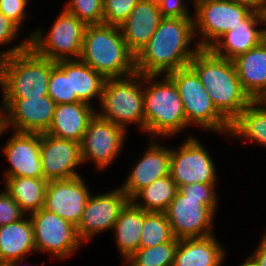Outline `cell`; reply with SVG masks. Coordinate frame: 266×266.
I'll return each instance as SVG.
<instances>
[{
  "mask_svg": "<svg viewBox=\"0 0 266 266\" xmlns=\"http://www.w3.org/2000/svg\"><path fill=\"white\" fill-rule=\"evenodd\" d=\"M240 266H254L253 263L249 260V258L246 260V262L242 263Z\"/></svg>",
  "mask_w": 266,
  "mask_h": 266,
  "instance_id": "46",
  "label": "cell"
},
{
  "mask_svg": "<svg viewBox=\"0 0 266 266\" xmlns=\"http://www.w3.org/2000/svg\"><path fill=\"white\" fill-rule=\"evenodd\" d=\"M163 18L192 17L183 0H156Z\"/></svg>",
  "mask_w": 266,
  "mask_h": 266,
  "instance_id": "39",
  "label": "cell"
},
{
  "mask_svg": "<svg viewBox=\"0 0 266 266\" xmlns=\"http://www.w3.org/2000/svg\"><path fill=\"white\" fill-rule=\"evenodd\" d=\"M193 18H162L149 42L135 56L136 73L162 75L188 66L201 49L198 44L190 48L195 36Z\"/></svg>",
  "mask_w": 266,
  "mask_h": 266,
  "instance_id": "1",
  "label": "cell"
},
{
  "mask_svg": "<svg viewBox=\"0 0 266 266\" xmlns=\"http://www.w3.org/2000/svg\"><path fill=\"white\" fill-rule=\"evenodd\" d=\"M225 252L214 235L180 239L172 266H222Z\"/></svg>",
  "mask_w": 266,
  "mask_h": 266,
  "instance_id": "24",
  "label": "cell"
},
{
  "mask_svg": "<svg viewBox=\"0 0 266 266\" xmlns=\"http://www.w3.org/2000/svg\"><path fill=\"white\" fill-rule=\"evenodd\" d=\"M0 266H6V263L0 261Z\"/></svg>",
  "mask_w": 266,
  "mask_h": 266,
  "instance_id": "48",
  "label": "cell"
},
{
  "mask_svg": "<svg viewBox=\"0 0 266 266\" xmlns=\"http://www.w3.org/2000/svg\"><path fill=\"white\" fill-rule=\"evenodd\" d=\"M82 176L48 181L43 208L78 226L90 196Z\"/></svg>",
  "mask_w": 266,
  "mask_h": 266,
  "instance_id": "16",
  "label": "cell"
},
{
  "mask_svg": "<svg viewBox=\"0 0 266 266\" xmlns=\"http://www.w3.org/2000/svg\"><path fill=\"white\" fill-rule=\"evenodd\" d=\"M22 43L8 51H0V85L3 98L48 95V81L55 61L37 55L29 47V38Z\"/></svg>",
  "mask_w": 266,
  "mask_h": 266,
  "instance_id": "2",
  "label": "cell"
},
{
  "mask_svg": "<svg viewBox=\"0 0 266 266\" xmlns=\"http://www.w3.org/2000/svg\"><path fill=\"white\" fill-rule=\"evenodd\" d=\"M168 75L178 88L188 126L197 124L216 133L230 132L231 123L216 109L207 89L190 65Z\"/></svg>",
  "mask_w": 266,
  "mask_h": 266,
  "instance_id": "7",
  "label": "cell"
},
{
  "mask_svg": "<svg viewBox=\"0 0 266 266\" xmlns=\"http://www.w3.org/2000/svg\"><path fill=\"white\" fill-rule=\"evenodd\" d=\"M64 10L87 25L103 24V0H71Z\"/></svg>",
  "mask_w": 266,
  "mask_h": 266,
  "instance_id": "34",
  "label": "cell"
},
{
  "mask_svg": "<svg viewBox=\"0 0 266 266\" xmlns=\"http://www.w3.org/2000/svg\"><path fill=\"white\" fill-rule=\"evenodd\" d=\"M86 27V23L63 9L48 35L44 36L41 29L31 33L29 47L37 55L55 62L79 59Z\"/></svg>",
  "mask_w": 266,
  "mask_h": 266,
  "instance_id": "8",
  "label": "cell"
},
{
  "mask_svg": "<svg viewBox=\"0 0 266 266\" xmlns=\"http://www.w3.org/2000/svg\"><path fill=\"white\" fill-rule=\"evenodd\" d=\"M165 214L178 240L213 235L211 227L215 214L203 203V198L187 197L178 189Z\"/></svg>",
  "mask_w": 266,
  "mask_h": 266,
  "instance_id": "12",
  "label": "cell"
},
{
  "mask_svg": "<svg viewBox=\"0 0 266 266\" xmlns=\"http://www.w3.org/2000/svg\"><path fill=\"white\" fill-rule=\"evenodd\" d=\"M159 76L144 75V83L149 84L143 88L144 131L151 138L172 136L188 126L176 84L168 74L162 81L157 79Z\"/></svg>",
  "mask_w": 266,
  "mask_h": 266,
  "instance_id": "5",
  "label": "cell"
},
{
  "mask_svg": "<svg viewBox=\"0 0 266 266\" xmlns=\"http://www.w3.org/2000/svg\"><path fill=\"white\" fill-rule=\"evenodd\" d=\"M35 251L31 219L20 220L0 226V261L23 260Z\"/></svg>",
  "mask_w": 266,
  "mask_h": 266,
  "instance_id": "25",
  "label": "cell"
},
{
  "mask_svg": "<svg viewBox=\"0 0 266 266\" xmlns=\"http://www.w3.org/2000/svg\"><path fill=\"white\" fill-rule=\"evenodd\" d=\"M21 261H23V260H12V261H9V262H6V266H19L18 262H21Z\"/></svg>",
  "mask_w": 266,
  "mask_h": 266,
  "instance_id": "44",
  "label": "cell"
},
{
  "mask_svg": "<svg viewBox=\"0 0 266 266\" xmlns=\"http://www.w3.org/2000/svg\"><path fill=\"white\" fill-rule=\"evenodd\" d=\"M178 241H169L151 248H139L127 260L132 266H172Z\"/></svg>",
  "mask_w": 266,
  "mask_h": 266,
  "instance_id": "33",
  "label": "cell"
},
{
  "mask_svg": "<svg viewBox=\"0 0 266 266\" xmlns=\"http://www.w3.org/2000/svg\"><path fill=\"white\" fill-rule=\"evenodd\" d=\"M129 201L120 188L101 195L90 194L77 226L80 239L90 241L95 234L112 230L120 211Z\"/></svg>",
  "mask_w": 266,
  "mask_h": 266,
  "instance_id": "15",
  "label": "cell"
},
{
  "mask_svg": "<svg viewBox=\"0 0 266 266\" xmlns=\"http://www.w3.org/2000/svg\"><path fill=\"white\" fill-rule=\"evenodd\" d=\"M5 180V190L26 215L43 208L48 183L45 178L14 177Z\"/></svg>",
  "mask_w": 266,
  "mask_h": 266,
  "instance_id": "28",
  "label": "cell"
},
{
  "mask_svg": "<svg viewBox=\"0 0 266 266\" xmlns=\"http://www.w3.org/2000/svg\"><path fill=\"white\" fill-rule=\"evenodd\" d=\"M234 4H239L250 8L252 11H262L266 0H225Z\"/></svg>",
  "mask_w": 266,
  "mask_h": 266,
  "instance_id": "42",
  "label": "cell"
},
{
  "mask_svg": "<svg viewBox=\"0 0 266 266\" xmlns=\"http://www.w3.org/2000/svg\"><path fill=\"white\" fill-rule=\"evenodd\" d=\"M262 16H263L264 23L266 24V2L264 3V6L262 8ZM264 33H265V39H266V28L264 29Z\"/></svg>",
  "mask_w": 266,
  "mask_h": 266,
  "instance_id": "43",
  "label": "cell"
},
{
  "mask_svg": "<svg viewBox=\"0 0 266 266\" xmlns=\"http://www.w3.org/2000/svg\"><path fill=\"white\" fill-rule=\"evenodd\" d=\"M79 59L105 79L136 73L135 55L128 49L116 25H87Z\"/></svg>",
  "mask_w": 266,
  "mask_h": 266,
  "instance_id": "4",
  "label": "cell"
},
{
  "mask_svg": "<svg viewBox=\"0 0 266 266\" xmlns=\"http://www.w3.org/2000/svg\"><path fill=\"white\" fill-rule=\"evenodd\" d=\"M195 137H189L177 150L171 149L170 176L178 189L191 183H216L215 164Z\"/></svg>",
  "mask_w": 266,
  "mask_h": 266,
  "instance_id": "11",
  "label": "cell"
},
{
  "mask_svg": "<svg viewBox=\"0 0 266 266\" xmlns=\"http://www.w3.org/2000/svg\"><path fill=\"white\" fill-rule=\"evenodd\" d=\"M144 84V75L138 73L105 79L99 101L102 112L96 115L125 130L127 123L135 122L144 131Z\"/></svg>",
  "mask_w": 266,
  "mask_h": 266,
  "instance_id": "6",
  "label": "cell"
},
{
  "mask_svg": "<svg viewBox=\"0 0 266 266\" xmlns=\"http://www.w3.org/2000/svg\"><path fill=\"white\" fill-rule=\"evenodd\" d=\"M48 96L56 105L81 102L76 96H71L70 60L55 62L48 81Z\"/></svg>",
  "mask_w": 266,
  "mask_h": 266,
  "instance_id": "32",
  "label": "cell"
},
{
  "mask_svg": "<svg viewBox=\"0 0 266 266\" xmlns=\"http://www.w3.org/2000/svg\"><path fill=\"white\" fill-rule=\"evenodd\" d=\"M177 191L176 183L168 175L141 189L130 201L144 211L165 212ZM138 198L143 200L142 203Z\"/></svg>",
  "mask_w": 266,
  "mask_h": 266,
  "instance_id": "30",
  "label": "cell"
},
{
  "mask_svg": "<svg viewBox=\"0 0 266 266\" xmlns=\"http://www.w3.org/2000/svg\"><path fill=\"white\" fill-rule=\"evenodd\" d=\"M169 241H178L172 233L165 212L144 211L140 248H151Z\"/></svg>",
  "mask_w": 266,
  "mask_h": 266,
  "instance_id": "31",
  "label": "cell"
},
{
  "mask_svg": "<svg viewBox=\"0 0 266 266\" xmlns=\"http://www.w3.org/2000/svg\"><path fill=\"white\" fill-rule=\"evenodd\" d=\"M242 88L253 101L266 99V39L232 60Z\"/></svg>",
  "mask_w": 266,
  "mask_h": 266,
  "instance_id": "22",
  "label": "cell"
},
{
  "mask_svg": "<svg viewBox=\"0 0 266 266\" xmlns=\"http://www.w3.org/2000/svg\"><path fill=\"white\" fill-rule=\"evenodd\" d=\"M162 18L156 0H140L128 18L119 25L128 49L135 56L149 42Z\"/></svg>",
  "mask_w": 266,
  "mask_h": 266,
  "instance_id": "21",
  "label": "cell"
},
{
  "mask_svg": "<svg viewBox=\"0 0 266 266\" xmlns=\"http://www.w3.org/2000/svg\"><path fill=\"white\" fill-rule=\"evenodd\" d=\"M95 114L92 105L84 102L57 104L52 122L45 133L81 143L88 124Z\"/></svg>",
  "mask_w": 266,
  "mask_h": 266,
  "instance_id": "23",
  "label": "cell"
},
{
  "mask_svg": "<svg viewBox=\"0 0 266 266\" xmlns=\"http://www.w3.org/2000/svg\"><path fill=\"white\" fill-rule=\"evenodd\" d=\"M11 136L3 150L11 165L4 179L44 178L40 155L41 133L14 131Z\"/></svg>",
  "mask_w": 266,
  "mask_h": 266,
  "instance_id": "18",
  "label": "cell"
},
{
  "mask_svg": "<svg viewBox=\"0 0 266 266\" xmlns=\"http://www.w3.org/2000/svg\"><path fill=\"white\" fill-rule=\"evenodd\" d=\"M149 148L131 170L120 189L131 200L141 189L170 174L171 148H164L151 140Z\"/></svg>",
  "mask_w": 266,
  "mask_h": 266,
  "instance_id": "20",
  "label": "cell"
},
{
  "mask_svg": "<svg viewBox=\"0 0 266 266\" xmlns=\"http://www.w3.org/2000/svg\"><path fill=\"white\" fill-rule=\"evenodd\" d=\"M144 223V210L129 201L120 211L113 226L115 238L120 254L128 259L140 248V237Z\"/></svg>",
  "mask_w": 266,
  "mask_h": 266,
  "instance_id": "26",
  "label": "cell"
},
{
  "mask_svg": "<svg viewBox=\"0 0 266 266\" xmlns=\"http://www.w3.org/2000/svg\"><path fill=\"white\" fill-rule=\"evenodd\" d=\"M24 215L26 216L19 204L6 190L0 192V226L14 223Z\"/></svg>",
  "mask_w": 266,
  "mask_h": 266,
  "instance_id": "37",
  "label": "cell"
},
{
  "mask_svg": "<svg viewBox=\"0 0 266 266\" xmlns=\"http://www.w3.org/2000/svg\"><path fill=\"white\" fill-rule=\"evenodd\" d=\"M126 130L95 114L80 143L82 162L92 160L102 171L122 149Z\"/></svg>",
  "mask_w": 266,
  "mask_h": 266,
  "instance_id": "14",
  "label": "cell"
},
{
  "mask_svg": "<svg viewBox=\"0 0 266 266\" xmlns=\"http://www.w3.org/2000/svg\"><path fill=\"white\" fill-rule=\"evenodd\" d=\"M140 0H103V24L121 25Z\"/></svg>",
  "mask_w": 266,
  "mask_h": 266,
  "instance_id": "35",
  "label": "cell"
},
{
  "mask_svg": "<svg viewBox=\"0 0 266 266\" xmlns=\"http://www.w3.org/2000/svg\"><path fill=\"white\" fill-rule=\"evenodd\" d=\"M189 65L198 74L216 109L231 123L253 100L242 88L232 60L200 49Z\"/></svg>",
  "mask_w": 266,
  "mask_h": 266,
  "instance_id": "3",
  "label": "cell"
},
{
  "mask_svg": "<svg viewBox=\"0 0 266 266\" xmlns=\"http://www.w3.org/2000/svg\"><path fill=\"white\" fill-rule=\"evenodd\" d=\"M263 22L262 11H252L239 25L222 35L209 50L218 57L235 59L265 39L264 29H256Z\"/></svg>",
  "mask_w": 266,
  "mask_h": 266,
  "instance_id": "19",
  "label": "cell"
},
{
  "mask_svg": "<svg viewBox=\"0 0 266 266\" xmlns=\"http://www.w3.org/2000/svg\"><path fill=\"white\" fill-rule=\"evenodd\" d=\"M33 226L35 252H50L65 259L82 246L77 227L44 208L29 214Z\"/></svg>",
  "mask_w": 266,
  "mask_h": 266,
  "instance_id": "10",
  "label": "cell"
},
{
  "mask_svg": "<svg viewBox=\"0 0 266 266\" xmlns=\"http://www.w3.org/2000/svg\"><path fill=\"white\" fill-rule=\"evenodd\" d=\"M19 28L13 21L0 12V45L17 38Z\"/></svg>",
  "mask_w": 266,
  "mask_h": 266,
  "instance_id": "40",
  "label": "cell"
},
{
  "mask_svg": "<svg viewBox=\"0 0 266 266\" xmlns=\"http://www.w3.org/2000/svg\"><path fill=\"white\" fill-rule=\"evenodd\" d=\"M3 123L16 132L45 133L53 119L55 102L48 96L3 98Z\"/></svg>",
  "mask_w": 266,
  "mask_h": 266,
  "instance_id": "13",
  "label": "cell"
},
{
  "mask_svg": "<svg viewBox=\"0 0 266 266\" xmlns=\"http://www.w3.org/2000/svg\"><path fill=\"white\" fill-rule=\"evenodd\" d=\"M6 131V128L4 127V123L0 122V136Z\"/></svg>",
  "mask_w": 266,
  "mask_h": 266,
  "instance_id": "45",
  "label": "cell"
},
{
  "mask_svg": "<svg viewBox=\"0 0 266 266\" xmlns=\"http://www.w3.org/2000/svg\"><path fill=\"white\" fill-rule=\"evenodd\" d=\"M194 6V31L195 37L196 33L203 37L197 43L201 49H209L222 35L239 25L252 12L246 6L225 0H199Z\"/></svg>",
  "mask_w": 266,
  "mask_h": 266,
  "instance_id": "9",
  "label": "cell"
},
{
  "mask_svg": "<svg viewBox=\"0 0 266 266\" xmlns=\"http://www.w3.org/2000/svg\"><path fill=\"white\" fill-rule=\"evenodd\" d=\"M27 5L28 0H0V12L20 28L26 18L25 8Z\"/></svg>",
  "mask_w": 266,
  "mask_h": 266,
  "instance_id": "38",
  "label": "cell"
},
{
  "mask_svg": "<svg viewBox=\"0 0 266 266\" xmlns=\"http://www.w3.org/2000/svg\"><path fill=\"white\" fill-rule=\"evenodd\" d=\"M229 134L266 147V102L252 101L231 122Z\"/></svg>",
  "mask_w": 266,
  "mask_h": 266,
  "instance_id": "27",
  "label": "cell"
},
{
  "mask_svg": "<svg viewBox=\"0 0 266 266\" xmlns=\"http://www.w3.org/2000/svg\"><path fill=\"white\" fill-rule=\"evenodd\" d=\"M105 78L80 59H70L71 96L91 105L92 98L102 93Z\"/></svg>",
  "mask_w": 266,
  "mask_h": 266,
  "instance_id": "29",
  "label": "cell"
},
{
  "mask_svg": "<svg viewBox=\"0 0 266 266\" xmlns=\"http://www.w3.org/2000/svg\"><path fill=\"white\" fill-rule=\"evenodd\" d=\"M216 183H191L186 186L180 187L179 190L187 197L203 198V203L207 205L214 213L218 199L214 187Z\"/></svg>",
  "mask_w": 266,
  "mask_h": 266,
  "instance_id": "36",
  "label": "cell"
},
{
  "mask_svg": "<svg viewBox=\"0 0 266 266\" xmlns=\"http://www.w3.org/2000/svg\"><path fill=\"white\" fill-rule=\"evenodd\" d=\"M0 122H3V107L0 106Z\"/></svg>",
  "mask_w": 266,
  "mask_h": 266,
  "instance_id": "47",
  "label": "cell"
},
{
  "mask_svg": "<svg viewBox=\"0 0 266 266\" xmlns=\"http://www.w3.org/2000/svg\"><path fill=\"white\" fill-rule=\"evenodd\" d=\"M254 266H266V232L264 233L255 254L249 256Z\"/></svg>",
  "mask_w": 266,
  "mask_h": 266,
  "instance_id": "41",
  "label": "cell"
},
{
  "mask_svg": "<svg viewBox=\"0 0 266 266\" xmlns=\"http://www.w3.org/2000/svg\"><path fill=\"white\" fill-rule=\"evenodd\" d=\"M41 163L47 181L80 176L76 167L82 162L80 143L41 133Z\"/></svg>",
  "mask_w": 266,
  "mask_h": 266,
  "instance_id": "17",
  "label": "cell"
}]
</instances>
